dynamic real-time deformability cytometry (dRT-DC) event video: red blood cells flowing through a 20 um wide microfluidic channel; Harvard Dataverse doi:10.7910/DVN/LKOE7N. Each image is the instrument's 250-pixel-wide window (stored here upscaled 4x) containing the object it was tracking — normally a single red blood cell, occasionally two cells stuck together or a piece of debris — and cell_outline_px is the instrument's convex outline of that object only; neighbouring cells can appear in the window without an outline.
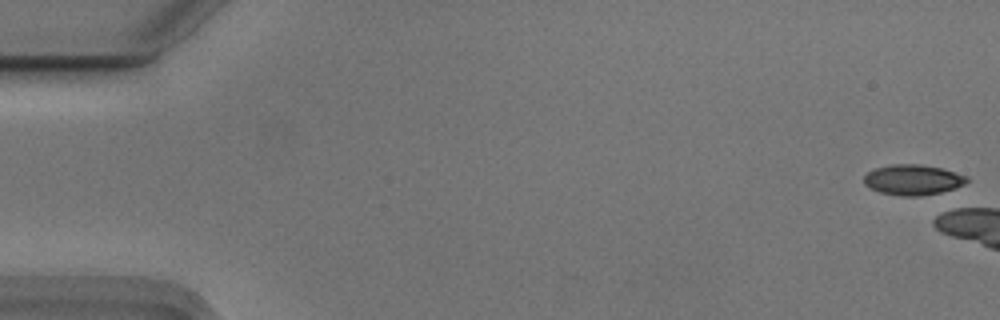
{"species": "Egyptian fruit bat (a non-hibernating species)", "species_latin": "Rousettus aegyptiacus", "temperature_condition": "cold", "stored_images_in_passage": 6, "camera_frame_rate_fps": 3000, "um_per_image_px": 0.085, "animal": {"sex": "male"}, "frame": {"image": 1, "passage_image": 1, "time_ms": 0.0, "image_size_px": [1000, 320], "cell_outline_px": [[968, 180], [964, 184], [956, 188], [940, 192], [920, 196], [900, 196], [880, 192], [864, 184], [864, 176], [868, 172], [876, 168], [892, 164], [920, 164], [940, 168], [968, 176]], "centroid_in_image_um": [77.6, 15.28], "position_along_channel_um": 7.4, "area_um2": 18.09}}